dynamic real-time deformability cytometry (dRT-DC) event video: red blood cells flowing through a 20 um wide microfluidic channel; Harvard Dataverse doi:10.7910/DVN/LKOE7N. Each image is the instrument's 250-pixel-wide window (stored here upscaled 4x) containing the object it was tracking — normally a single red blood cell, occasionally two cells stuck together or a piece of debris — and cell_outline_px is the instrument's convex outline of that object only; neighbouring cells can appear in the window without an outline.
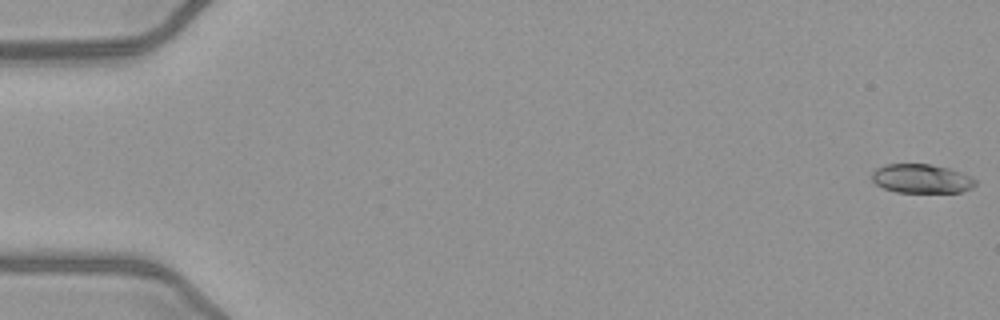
{"species": "common noctule bat (a hibernating species)", "species_latin": "Nyctalus noctula", "temperature_condition": "warm", "stored_images_in_passage": 52, "camera_frame_rate_fps": 3000, "um_per_image_px": 0.085, "animal": {"sex": "female", "body_mass_g": 21.9}, "frame": {"image": 1, "passage_image": 1, "time_ms": 0.0, "image_size_px": [1000, 320], "cell_outline_px": [[976, 184], [972, 188], [960, 192], [896, 192], [884, 188], [876, 184], [872, 180], [872, 172], [876, 168], [884, 164], [932, 164], [948, 168], [972, 176], [976, 180]], "centroid_in_image_um": [78.33, 15.18], "position_along_channel_um": 6.7, "area_um2": 17.57}}
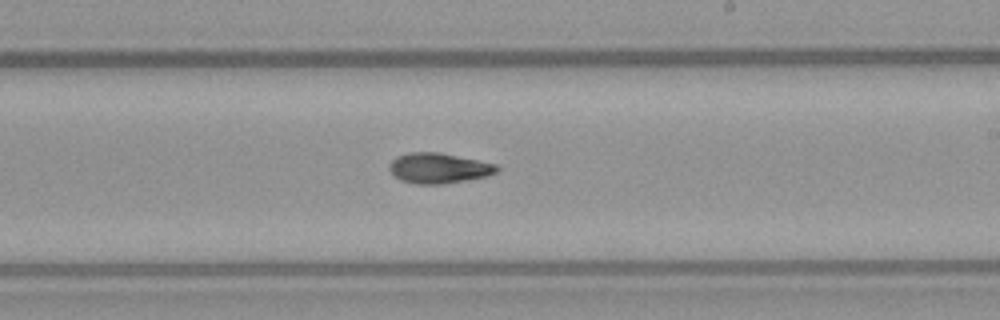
{"frame": {"image": 2, "passage_image": 31, "time_ms": 10.0, "image_size_px": [1000, 320], "cell_outline_px": [[500, 168], [496, 172], [488, 176], [440, 184], [416, 184], [400, 180], [388, 168], [388, 164], [396, 156], [408, 152], [440, 152], [496, 164]], "centroid_in_image_um": [37.26, 14.28], "position_along_channel_um": 251.7, "area_um2": 18.96}}
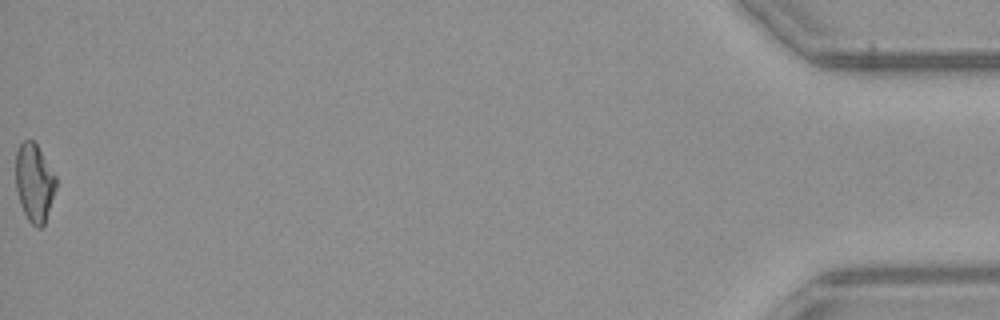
{"frame": {"image": 3, "passage_image": 52, "time_ms": 17.0, "image_size_px": [1000, 320], "cell_outline_px": [[56, 188], [44, 224], [40, 228], [36, 228], [28, 220], [20, 204], [16, 188], [16, 152], [20, 144], [24, 140], [32, 140], [36, 144], [56, 176]], "centroid_in_image_um": [2.91, 15.54], "position_along_channel_um": 432.3, "area_um2": 18.15}, "authors_computed_cell_mechanics": {"area_um2": 18.3515, "velocity_mm_per_s": 4.0639, "shape_relaxation_time_tau1_ms": 5.3753, "shape_relaxation_time_tau2_ms": 5.8106, "deformation_change_tau1": 0.169, "deformation_change_tau2": 0.1291}}